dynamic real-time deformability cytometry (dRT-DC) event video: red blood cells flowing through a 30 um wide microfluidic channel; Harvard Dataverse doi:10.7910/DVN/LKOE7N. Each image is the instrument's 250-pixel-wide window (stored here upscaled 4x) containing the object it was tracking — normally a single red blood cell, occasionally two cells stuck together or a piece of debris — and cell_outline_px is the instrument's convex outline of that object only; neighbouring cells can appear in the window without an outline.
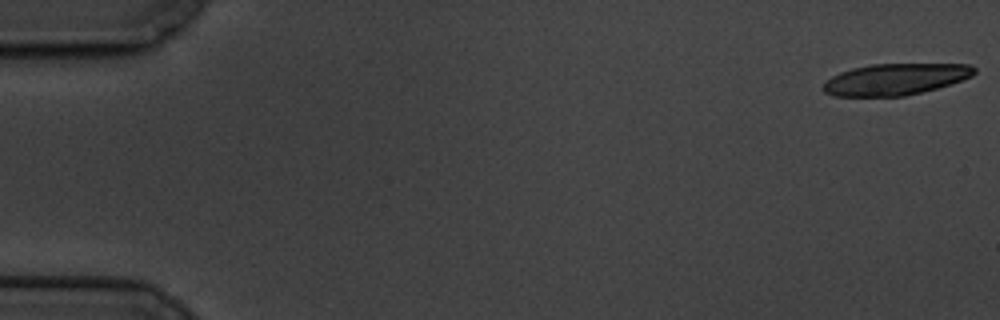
{"species": "common noctule bat (a hibernating species)", "species_latin": "Nyctalus noctula", "temperature_condition": "cold", "stored_images_in_passage": 9, "camera_frame_rate_fps": 3000, "um_per_image_px": 0.085, "animal": {"sex": "male", "body_mass_g": 19.5, "forearm_length_mm": 54.6}, "frame": {"image": 1, "passage_image": 1, "time_ms": 0.0, "image_size_px": [1000, 320], "cell_outline_px": [[976, 72], [972, 76], [936, 88], [904, 96], [832, 96], [824, 92], [820, 88], [832, 76], [840, 72], [852, 68], [872, 64], [968, 64], [976, 68]], "centroid_in_image_um": [76.06, 6.73], "position_along_channel_um": 8.9, "area_um2": 27.51}}